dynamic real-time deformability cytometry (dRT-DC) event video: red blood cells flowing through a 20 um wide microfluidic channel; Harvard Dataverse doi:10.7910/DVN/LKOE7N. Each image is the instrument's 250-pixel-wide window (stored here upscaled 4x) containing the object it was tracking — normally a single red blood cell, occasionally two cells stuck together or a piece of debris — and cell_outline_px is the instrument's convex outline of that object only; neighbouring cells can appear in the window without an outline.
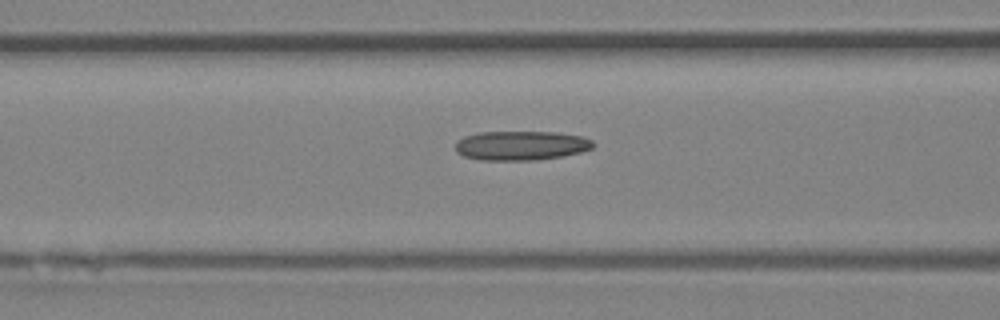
{"species": "Egyptian fruit bat (a non-hibernating species)", "species_latin": "Rousettus aegyptiacus", "temperature_condition": "room temperature", "stored_images_in_passage": 16, "camera_frame_rate_fps": 3000, "um_per_image_px": 0.085, "animal": {"sex": "female"}, "frame": {"image": 1, "passage_image": 14, "time_ms": 4.333, "image_size_px": [1000, 320], "cell_outline_px": [[596, 144], [592, 148], [580, 152], [564, 156], [536, 160], [480, 160], [464, 156], [456, 152], [456, 140], [464, 136], [480, 132], [556, 132], [584, 136], [592, 140]], "centroid_in_image_um": [44.31, 12.37], "position_along_channel_um": 122.3, "area_um2": 23.76}}